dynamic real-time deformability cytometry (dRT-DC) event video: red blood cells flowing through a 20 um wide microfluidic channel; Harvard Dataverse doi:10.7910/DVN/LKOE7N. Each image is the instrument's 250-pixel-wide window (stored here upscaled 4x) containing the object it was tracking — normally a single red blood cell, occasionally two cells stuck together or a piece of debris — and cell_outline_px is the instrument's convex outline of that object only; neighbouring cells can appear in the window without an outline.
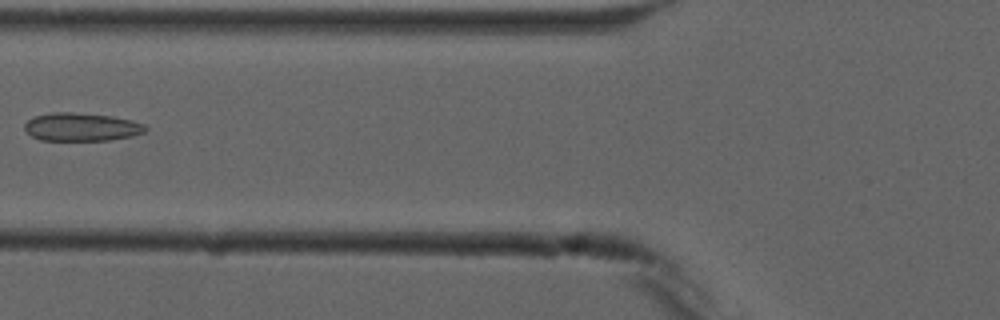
{"species": "common noctule bat (a hibernating species)", "species_latin": "Nyctalus noctula", "temperature_condition": "cold", "stored_images_in_passage": 4, "camera_frame_rate_fps": 3000, "um_per_image_px": 0.085, "animal": {"sex": "male", "forearm_length_mm": 52.5}, "frame": {"image": 1, "passage_image": 3, "time_ms": 2.333, "image_size_px": [1000, 320], "cell_outline_px": [[148, 128], [144, 132], [132, 136], [112, 140], [40, 140], [32, 136], [24, 128], [24, 124], [28, 120], [36, 116], [52, 112], [72, 112], [112, 116], [132, 120], [144, 124]], "centroid_in_image_um": [6.94, 10.79], "position_along_channel_um": 118.9, "area_um2": 19.83}}
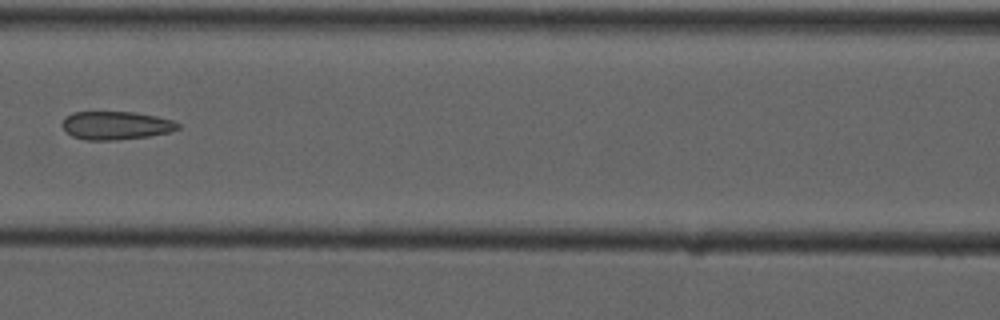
{"frame": {"image": 2, "passage_image": 4, "time_ms": 3.333, "image_size_px": [1000, 320], "cell_outline_px": [[180, 128], [172, 132], [148, 136], [116, 140], [84, 140], [72, 136], [60, 124], [64, 116], [72, 112], [136, 112], [156, 116], [172, 120], [180, 124]], "centroid_in_image_um": [9.84, 10.66], "position_along_channel_um": 156.8, "area_um2": 19.25}}